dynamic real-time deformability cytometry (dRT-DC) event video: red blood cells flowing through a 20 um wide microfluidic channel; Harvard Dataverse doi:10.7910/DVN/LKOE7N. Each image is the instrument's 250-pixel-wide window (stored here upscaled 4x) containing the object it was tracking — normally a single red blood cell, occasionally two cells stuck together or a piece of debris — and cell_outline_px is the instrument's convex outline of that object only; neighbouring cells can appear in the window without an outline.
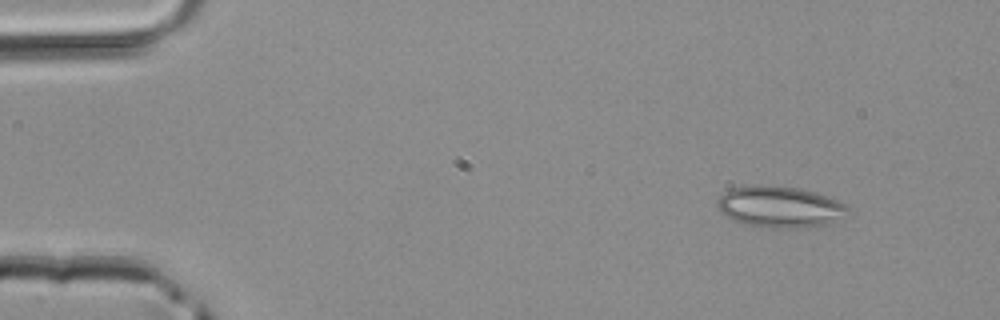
{"species": "common noctule bat (a hibernating species)", "species_latin": "Nyctalus noctula", "temperature_condition": "room temperature", "stored_images_in_passage": 3, "camera_frame_rate_fps": 3000, "um_per_image_px": 0.085, "animal": {"sex": "male", "body_mass_g": 20.4}, "frame": {"image": 1, "passage_image": 1, "time_ms": 0.0, "image_size_px": [1000, 320], "cell_outline_px": [[848, 208], [828, 224], [808, 228], [760, 228], [744, 224], [732, 220], [724, 216], [720, 212], [716, 204], [716, 200], [728, 188], [756, 184], [764, 184], [800, 188], [828, 196], [840, 200]], "centroid_in_image_um": [66.17, 17.57], "position_along_channel_um": 18.8, "area_um2": 31.85}}
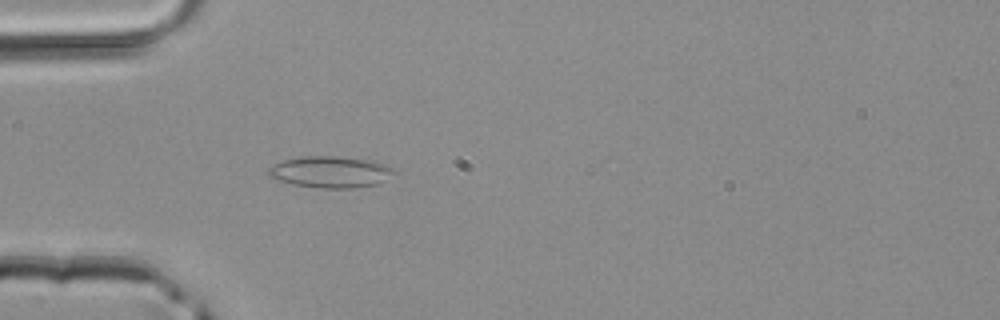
{"frame": {"image": 2, "passage_image": 3, "time_ms": 0.667, "image_size_px": [1000, 320], "cell_outline_px": [[400, 172], [376, 184], [352, 188], [320, 188], [292, 184], [276, 180], [268, 176], [268, 168], [284, 160], [300, 156], [336, 156], [372, 160], [396, 168]], "centroid_in_image_um": [28.13, 14.61], "position_along_channel_um": 56.9, "area_um2": 23.29}}